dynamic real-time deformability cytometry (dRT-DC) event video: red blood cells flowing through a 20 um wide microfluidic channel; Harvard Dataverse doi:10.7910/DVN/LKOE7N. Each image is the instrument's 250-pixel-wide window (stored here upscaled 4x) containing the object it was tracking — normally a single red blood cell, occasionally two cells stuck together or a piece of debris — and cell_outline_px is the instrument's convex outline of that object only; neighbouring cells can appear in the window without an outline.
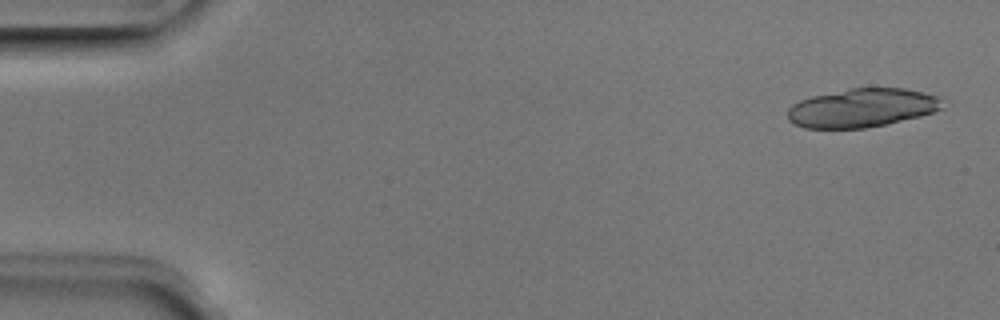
{"species": "Egyptian fruit bat (a non-hibernating species)", "species_latin": "Rousettus aegyptiacus", "temperature_condition": "room temperature", "stored_images_in_passage": 9, "segment_of_instrument_passage": [1, 2], "camera_frame_rate_fps": 3000, "um_per_image_px": 0.085, "animal": {"sex": "male"}, "frame": {"image": 1, "passage_image": 1, "time_ms": 0.0, "image_size_px": [1000, 320], "cell_outline_px": [[944, 108], [936, 112], [920, 116], [884, 124], [864, 128], [804, 128], [788, 120], [788, 108], [792, 104], [800, 100], [812, 96], [848, 88], [904, 88], [924, 92], [940, 96]], "centroid_in_image_um": [73.3, 9.16], "position_along_channel_um": 11.7, "area_um2": 34.97}}